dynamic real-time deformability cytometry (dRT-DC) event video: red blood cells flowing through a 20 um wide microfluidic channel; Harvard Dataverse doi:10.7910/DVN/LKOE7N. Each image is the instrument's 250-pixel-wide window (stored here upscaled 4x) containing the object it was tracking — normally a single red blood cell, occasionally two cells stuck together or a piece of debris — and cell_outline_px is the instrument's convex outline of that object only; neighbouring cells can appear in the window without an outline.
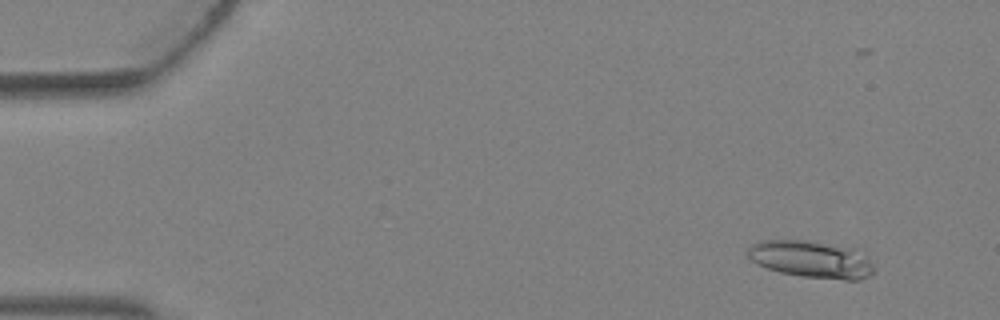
{"species": "Egyptian fruit bat (a non-hibernating species)", "species_latin": "Rousettus aegyptiacus", "temperature_condition": "warm", "stored_images_in_passage": 3, "camera_frame_rate_fps": 3000, "um_per_image_px": 0.085, "animal": {"sex": "female"}, "frame": {"image": 1, "passage_image": 1, "time_ms": 0.0, "image_size_px": [1000, 320], "cell_outline_px": [[872, 272], [868, 276], [860, 280], [844, 280], [800, 276], [780, 272], [768, 268], [752, 260], [748, 256], [748, 248], [752, 244], [764, 240], [808, 240], [852, 248], [864, 256], [872, 264]], "centroid_in_image_um": [68.94, 22.04], "position_along_channel_um": 16.1, "area_um2": 26.88}}